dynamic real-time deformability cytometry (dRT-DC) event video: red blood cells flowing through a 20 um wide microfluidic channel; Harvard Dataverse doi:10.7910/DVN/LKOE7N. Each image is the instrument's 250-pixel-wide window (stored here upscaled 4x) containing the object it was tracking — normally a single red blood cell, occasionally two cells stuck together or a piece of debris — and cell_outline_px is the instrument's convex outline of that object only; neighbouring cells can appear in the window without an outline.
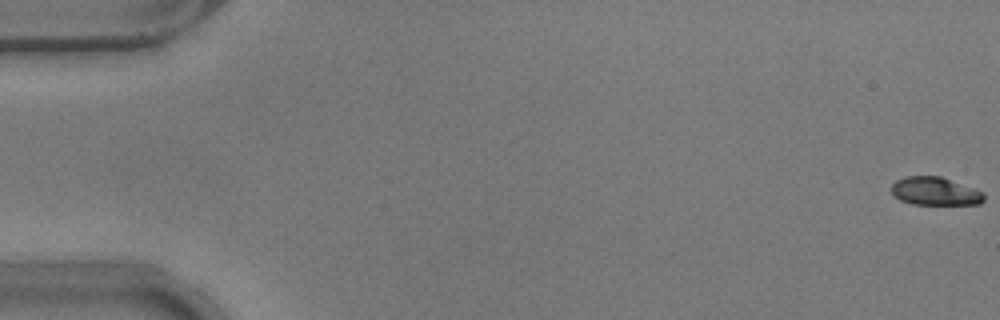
{"species": "common noctule bat (a hibernating species)", "species_latin": "Nyctalus noctula", "temperature_condition": "warm", "stored_images_in_passage": 54, "camera_frame_rate_fps": 3000, "um_per_image_px": 0.085, "animal": {"sex": "male", "body_mass_g": 17.9}, "frame": {"image": 1, "passage_image": 1, "time_ms": 0.0, "image_size_px": [1000, 320], "cell_outline_px": [[984, 200], [980, 204], [912, 204], [900, 200], [892, 192], [892, 184], [896, 180], [904, 176], [940, 176], [984, 192]], "centroid_in_image_um": [79.48, 16.25], "position_along_channel_um": 5.5, "area_um2": 15.09}}
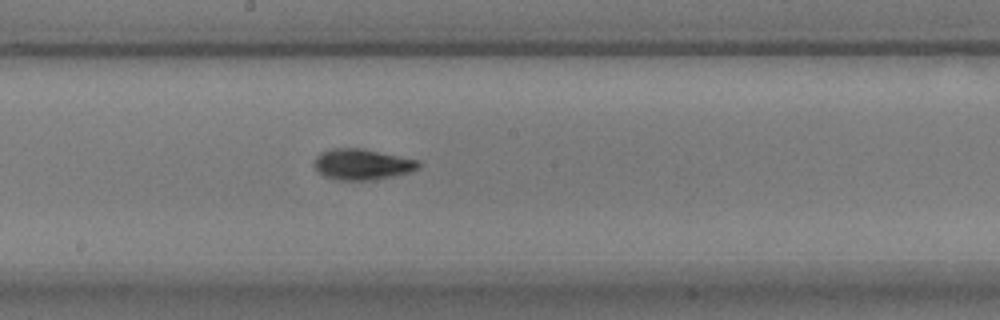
{"frame": {"image": 2, "passage_image": 30, "time_ms": 9.667, "image_size_px": [1000, 320], "cell_outline_px": [[420, 168], [408, 172], [392, 176], [368, 180], [336, 180], [324, 176], [316, 172], [312, 164], [316, 156], [320, 152], [328, 148], [364, 148], [420, 160]], "centroid_in_image_um": [30.73, 13.95], "position_along_channel_um": 217.5, "area_um2": 19.13}}
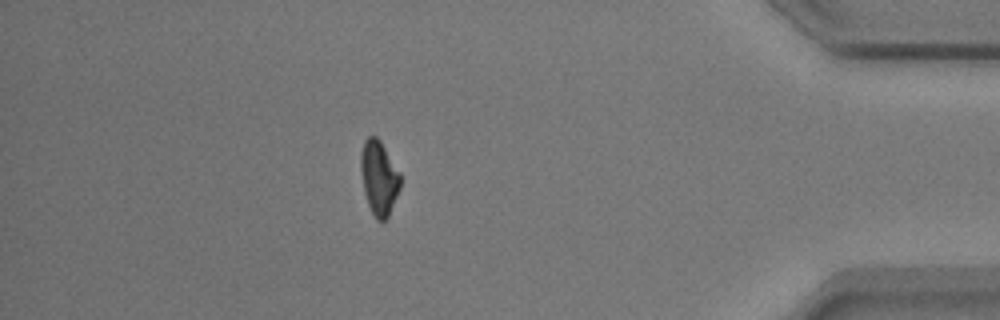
{"frame": {"image": 3, "passage_image": 48, "time_ms": 15.667, "image_size_px": [1000, 320], "cell_outline_px": [[400, 188], [388, 216], [384, 220], [376, 220], [368, 204], [364, 192], [360, 168], [360, 156], [364, 140], [368, 136], [376, 136], [380, 140], [400, 172]], "centroid_in_image_um": [32.2, 15.08], "position_along_channel_um": 403.0, "area_um2": 17.05}}